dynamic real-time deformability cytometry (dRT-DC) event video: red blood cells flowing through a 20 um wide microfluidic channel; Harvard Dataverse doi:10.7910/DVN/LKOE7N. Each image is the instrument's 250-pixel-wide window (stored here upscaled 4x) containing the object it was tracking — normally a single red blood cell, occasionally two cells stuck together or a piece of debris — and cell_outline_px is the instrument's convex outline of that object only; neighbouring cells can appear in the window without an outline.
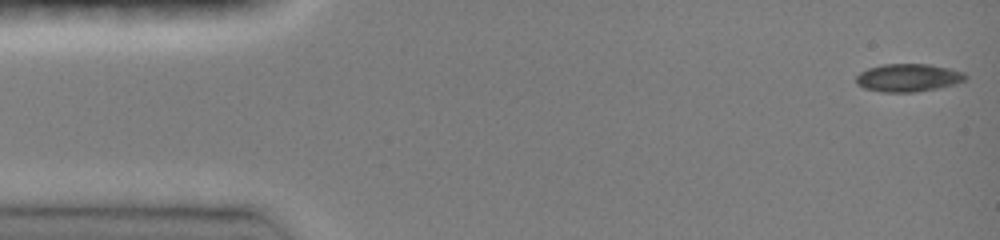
{"species": "common noctule bat (a hibernating species)", "species_latin": "Nyctalus noctula", "temperature_condition": "room temperature", "stored_images_in_passage": 46, "camera_frame_rate_fps": 3000, "um_per_image_px": 0.085, "animal": {"sex": "female", "body_mass_g": 19.0, "forearm_length_mm": 51.5}, "frame": {"image": 1, "passage_image": 1, "time_ms": 0.0, "image_size_px": [1000, 240], "cell_outline_px": [[968, 80], [956, 84], [940, 88], [916, 92], [880, 92], [864, 88], [856, 84], [856, 76], [860, 72], [868, 68], [884, 64], [928, 64], [948, 68], [964, 72], [968, 76]], "centroid_in_image_um": [77.23, 6.61], "position_along_channel_um": 7.8, "area_um2": 18.03}}
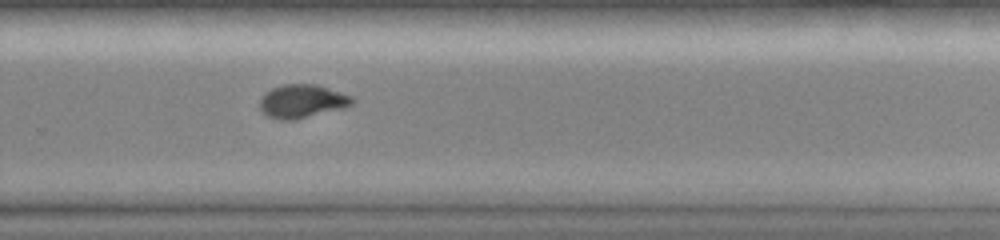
{"frame": {"image": 2, "passage_image": 31, "time_ms": 10.0, "image_size_px": [1000, 240], "cell_outline_px": [[356, 100], [352, 104], [344, 108], [296, 120], [280, 120], [268, 116], [260, 108], [260, 100], [264, 92], [272, 88], [284, 84], [320, 84], [352, 96]], "centroid_in_image_um": [25.71, 8.6], "position_along_channel_um": 304.1, "area_um2": 18.26}}
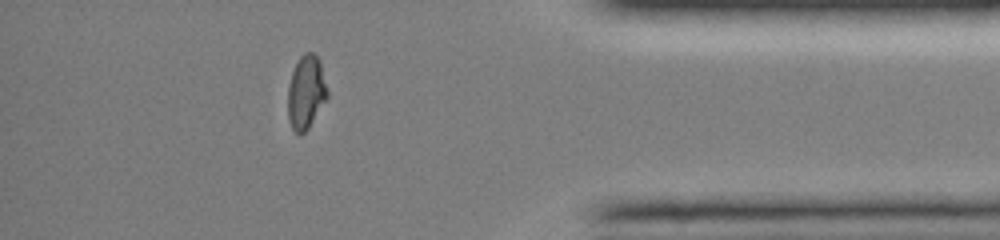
{"frame": {"image": 3, "passage_image": 40, "time_ms": 13.0, "image_size_px": [1000, 240], "cell_outline_px": [[328, 96], [308, 128], [300, 136], [292, 128], [288, 120], [288, 84], [292, 72], [300, 56], [304, 52], [312, 52], [320, 60], [328, 92]], "centroid_in_image_um": [26.0, 7.83], "position_along_channel_um": 409.2, "area_um2": 16.88}, "authors_computed_cell_mechanics": {"area_um2": 18.1203, "velocity_mm_per_s": 4.1279, "shape_relaxation_time_tau1_ms": 11.3201, "shape_relaxation_time_tau2_ms": 1.4303, "deformation_change_tau1": 0.3162, "deformation_change_tau2": 0.0349}}